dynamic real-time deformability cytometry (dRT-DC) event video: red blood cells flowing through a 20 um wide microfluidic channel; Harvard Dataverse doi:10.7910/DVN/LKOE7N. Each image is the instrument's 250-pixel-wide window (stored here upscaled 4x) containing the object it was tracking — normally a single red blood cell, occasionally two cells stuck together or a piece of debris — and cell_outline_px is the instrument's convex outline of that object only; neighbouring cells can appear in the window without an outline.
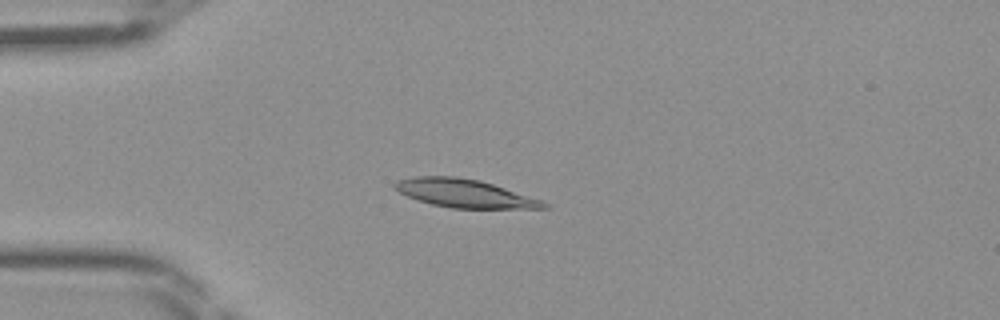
{"species": "Egyptian fruit bat (a non-hibernating species)", "species_latin": "Rousettus aegyptiacus", "temperature_condition": "room temperature", "stored_images_in_passage": 45, "camera_frame_rate_fps": 3000, "um_per_image_px": 0.085, "frame": {"image": 1, "passage_image": 11, "time_ms": 3.333, "image_size_px": [1000, 320], "cell_outline_px": [[548, 208], [452, 208], [432, 204], [408, 196], [392, 188], [392, 184], [396, 180], [412, 176], [456, 176], [480, 180], [544, 200], [548, 204]], "centroid_in_image_um": [39.47, 16.42], "position_along_channel_um": 45.5, "area_um2": 24.57}}
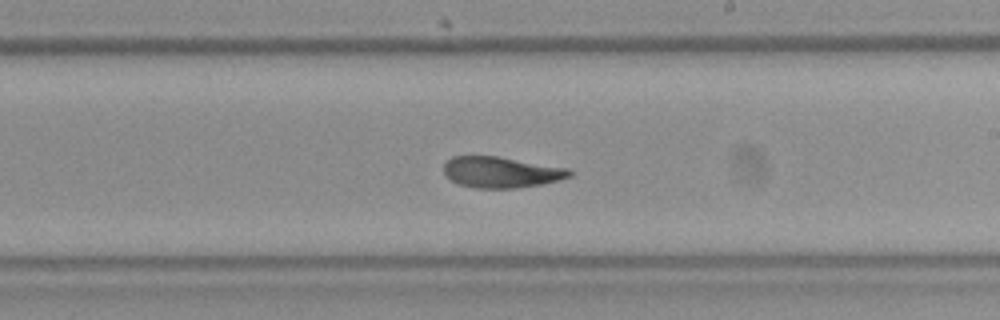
{"frame": {"image": 2, "passage_image": 26, "time_ms": 8.333, "image_size_px": [1000, 320], "cell_outline_px": [[572, 176], [560, 180], [544, 184], [516, 188], [476, 188], [460, 184], [452, 180], [444, 172], [444, 164], [452, 156], [496, 156], [568, 168], [572, 172]], "centroid_in_image_um": [42.63, 14.64], "position_along_channel_um": 246.4, "area_um2": 22.6}}
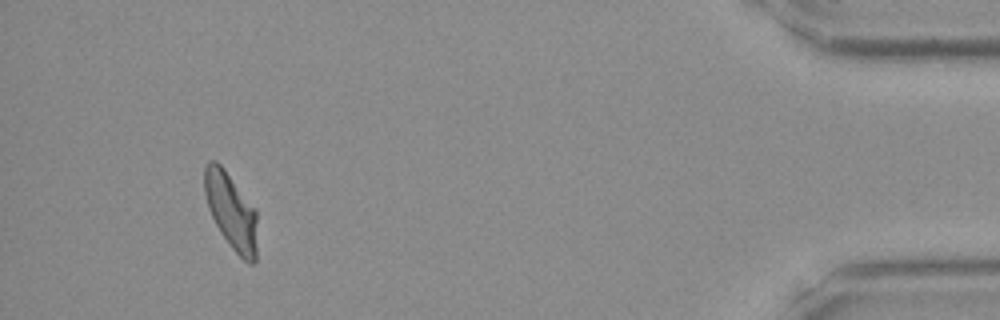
{"frame": {"image": 3, "passage_image": 42, "time_ms": 13.667, "image_size_px": [1000, 320], "cell_outline_px": [[256, 260], [252, 264], [248, 264], [232, 248], [220, 232], [208, 208], [204, 192], [204, 168], [208, 160], [216, 160], [220, 164], [256, 208]], "centroid_in_image_um": [19.64, 17.93], "position_along_channel_um": 415.6, "area_um2": 23.41}}